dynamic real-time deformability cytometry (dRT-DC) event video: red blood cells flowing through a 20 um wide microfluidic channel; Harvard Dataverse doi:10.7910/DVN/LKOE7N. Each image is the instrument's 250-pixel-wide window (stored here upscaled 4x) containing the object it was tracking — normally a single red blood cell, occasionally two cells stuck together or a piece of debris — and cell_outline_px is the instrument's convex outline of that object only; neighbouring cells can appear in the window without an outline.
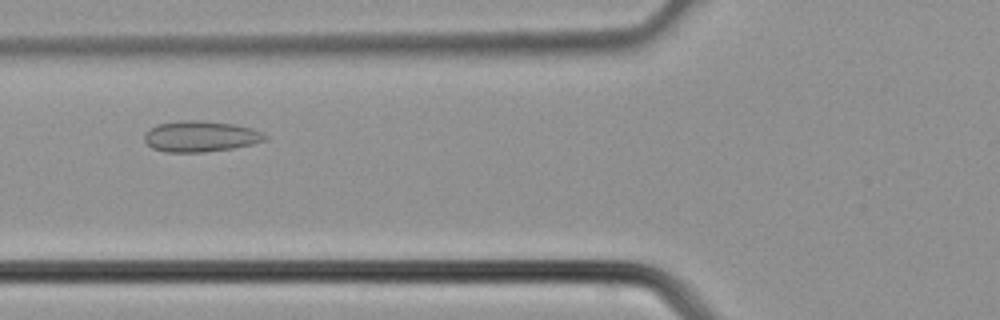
{"species": "common noctule bat (a hibernating species)", "species_latin": "Nyctalus noctula", "temperature_condition": "cold", "stored_images_in_passage": 34, "camera_frame_rate_fps": 3000, "um_per_image_px": 0.085, "animal": {"sex": "male", "body_mass_g": 21.5, "forearm_length_mm": 52.0}, "frame": {"image": 1, "passage_image": 11, "time_ms": 3.333, "image_size_px": [1000, 320], "cell_outline_px": [[268, 140], [252, 144], [232, 148], [204, 152], [164, 152], [152, 148], [144, 140], [144, 132], [156, 124], [188, 120], [200, 120], [232, 124], [252, 128], [264, 132], [268, 136]], "centroid_in_image_um": [17.05, 11.59], "position_along_channel_um": 108.7, "area_um2": 21.85}}
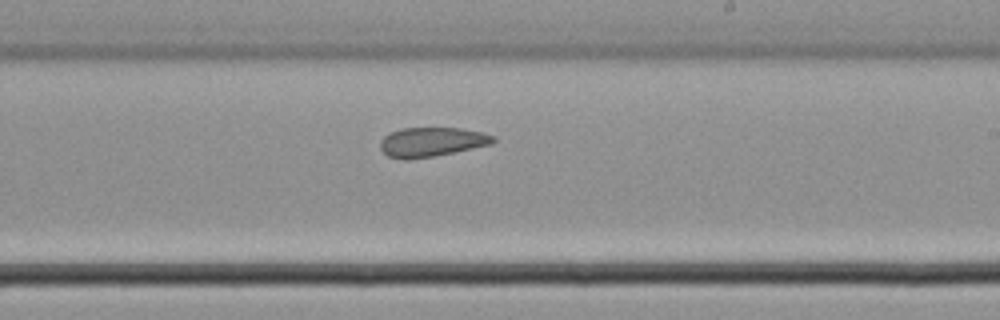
{"frame": {"image": 2, "passage_image": 19, "time_ms": 6.0, "image_size_px": [1000, 320], "cell_outline_px": [[496, 140], [492, 144], [432, 156], [408, 160], [404, 160], [388, 156], [380, 148], [380, 140], [384, 136], [400, 128], [460, 128], [484, 132], [496, 136]], "centroid_in_image_um": [36.7, 12.06], "position_along_channel_um": 252.3, "area_um2": 19.31}}
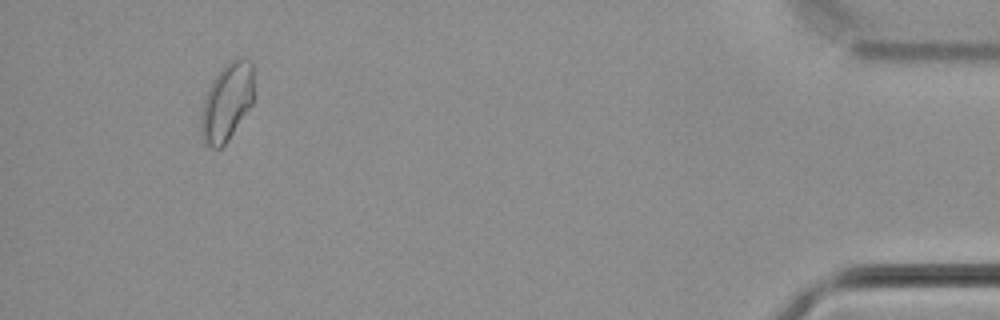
{"frame": {"image": 3, "passage_image": 32, "time_ms": 10.333, "image_size_px": [1000, 320], "cell_outline_px": [[252, 104], [228, 140], [220, 148], [212, 148], [204, 144], [200, 132], [200, 116], [204, 100], [208, 88], [212, 80], [224, 64], [236, 56], [244, 56], [252, 60]], "centroid_in_image_um": [19.26, 8.64], "position_along_channel_um": 415.9, "area_um2": 24.16}}